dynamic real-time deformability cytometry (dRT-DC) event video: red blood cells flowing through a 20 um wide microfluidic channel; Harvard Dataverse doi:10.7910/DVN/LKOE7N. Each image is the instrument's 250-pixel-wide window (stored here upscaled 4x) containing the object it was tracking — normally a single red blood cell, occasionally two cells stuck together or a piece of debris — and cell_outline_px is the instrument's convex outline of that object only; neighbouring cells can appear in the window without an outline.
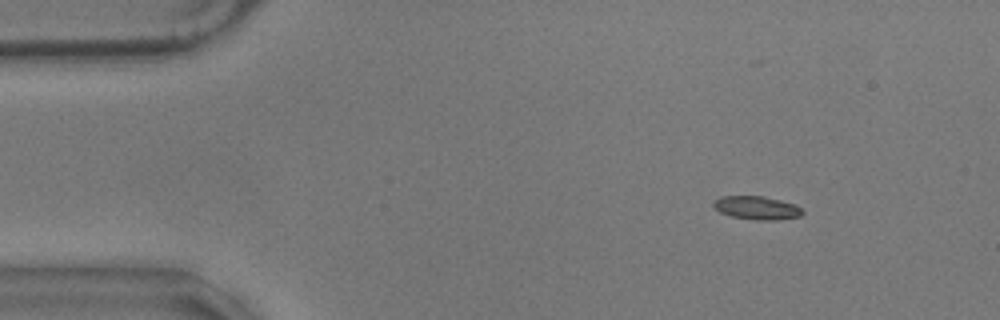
{"species": "common noctule bat (a hibernating species)", "species_latin": "Nyctalus noctula", "temperature_condition": "warm", "stored_images_in_passage": 57, "camera_frame_rate_fps": 3000, "um_per_image_px": 0.085, "animal": {"sex": "male", "body_mass_g": 17.9}, "frame": {"image": 1, "passage_image": 7, "time_ms": 2.0, "image_size_px": [1000, 320], "cell_outline_px": [[804, 212], [800, 216], [776, 220], [756, 220], [732, 216], [720, 212], [712, 204], [720, 196], [764, 196], [796, 204]], "centroid_in_image_um": [64.35, 17.66], "position_along_channel_um": 20.7, "area_um2": 12.02}}
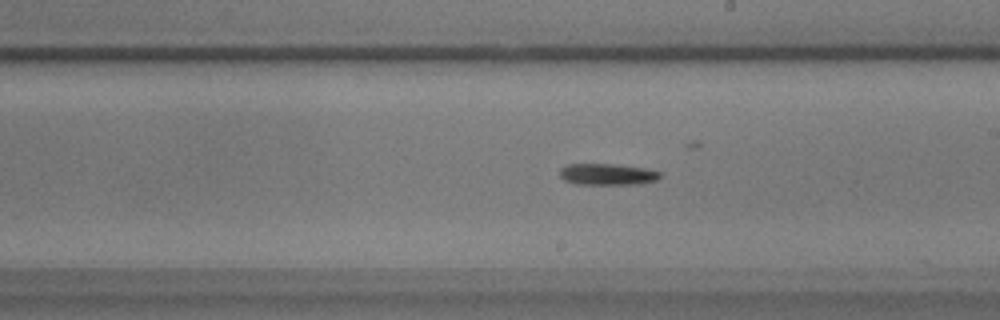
{"frame": {"image": 2, "passage_image": 32, "time_ms": 10.333, "image_size_px": [1000, 320], "cell_outline_px": [[660, 176], [656, 180], [640, 184], [576, 184], [564, 180], [560, 176], [560, 168], [568, 164], [612, 164], [644, 168], [660, 172]], "centroid_in_image_um": [51.6, 14.82], "position_along_channel_um": 237.4, "area_um2": 12.43}}
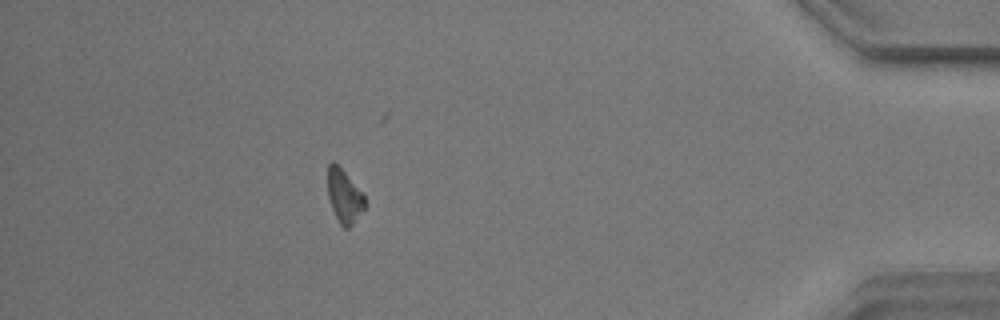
{"frame": {"image": 3, "passage_image": 51, "time_ms": 16.667, "image_size_px": [1000, 320], "cell_outline_px": [[368, 204], [352, 224], [348, 228], [344, 228], [340, 224], [332, 208], [328, 196], [328, 164], [332, 160], [344, 172], [364, 196]], "centroid_in_image_um": [29.26, 16.69], "position_along_channel_um": 405.9, "area_um2": 11.27}, "authors_computed_cell_mechanics": {"area_um2": 12.0802, "velocity_mm_per_s": 3.4895, "shape_relaxation_time_tau1_ms": 6.1468, "shape_relaxation_time_tau2_ms": null, "deformation_change_tau1": 0.2102, "deformation_change_tau2": null}}